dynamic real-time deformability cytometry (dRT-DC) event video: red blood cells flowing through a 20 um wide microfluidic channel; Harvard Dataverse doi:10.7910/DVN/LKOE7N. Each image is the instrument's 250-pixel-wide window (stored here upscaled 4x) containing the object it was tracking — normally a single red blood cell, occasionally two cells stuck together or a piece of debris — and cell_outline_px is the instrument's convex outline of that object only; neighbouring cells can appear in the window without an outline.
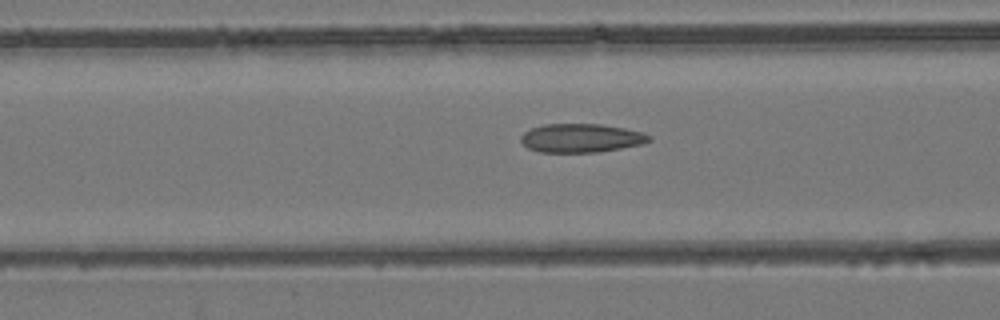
{"species": "common noctule bat (a hibernating species)", "species_latin": "Nyctalus noctula", "temperature_condition": "room temperature", "stored_images_in_passage": 43, "camera_frame_rate_fps": 3000, "um_per_image_px": 0.085, "animal": {"sex": "female", "body_mass_g": 24.6, "forearm_length_mm": 56.2}, "frame": {"image": 1, "passage_image": 22, "time_ms": 7.0, "image_size_px": [1000, 320], "cell_outline_px": [[652, 140], [640, 144], [620, 148], [596, 152], [540, 152], [528, 148], [520, 140], [520, 136], [524, 132], [532, 128], [544, 124], [600, 124], [624, 128], [644, 132], [652, 136]], "centroid_in_image_um": [49.4, 11.73], "position_along_channel_um": 117.2, "area_um2": 21.39}}
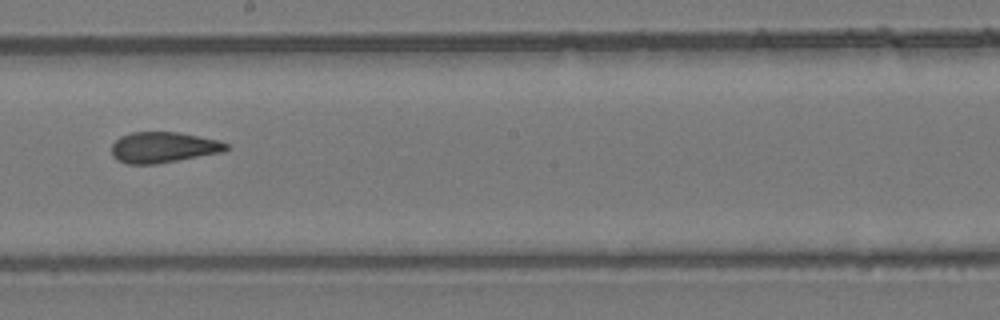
{"frame": {"image": 2, "passage_image": 31, "time_ms": 10.0, "image_size_px": [1000, 320], "cell_outline_px": [[228, 148], [224, 152], [156, 164], [128, 164], [116, 160], [112, 156], [112, 144], [120, 136], [132, 132], [176, 132], [220, 140], [228, 144]], "centroid_in_image_um": [13.87, 12.53], "position_along_channel_um": 234.3, "area_um2": 20.63}}
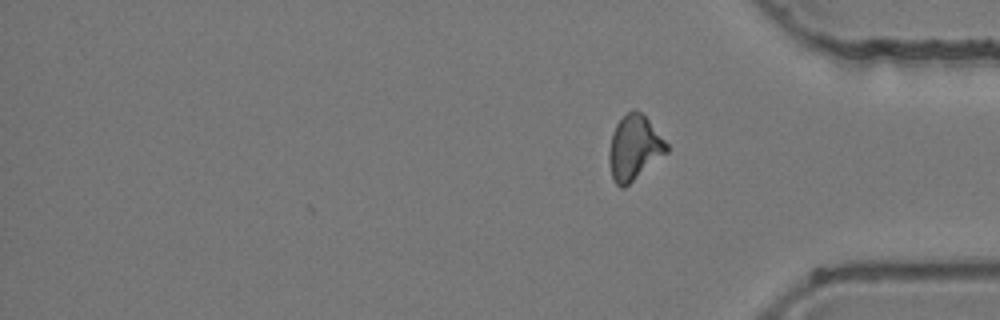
{"frame": {"image": 3, "passage_image": 43, "time_ms": 14.0, "image_size_px": [1000, 320], "cell_outline_px": [[668, 152], [624, 188], [620, 188], [616, 184], [612, 176], [608, 160], [608, 152], [612, 132], [616, 124], [632, 108], [640, 112], [648, 120], [668, 144]], "centroid_in_image_um": [53.89, 12.57], "position_along_channel_um": 381.3, "area_um2": 21.56}, "authors_computed_cell_mechanics": {"area_um2": 21.5594, "velocity_mm_per_s": 3.8936, "shape_relaxation_time_tau1_ms": null, "shape_relaxation_time_tau2_ms": 2.5912, "deformation_change_tau1": null, "deformation_change_tau2": 0.0862}}